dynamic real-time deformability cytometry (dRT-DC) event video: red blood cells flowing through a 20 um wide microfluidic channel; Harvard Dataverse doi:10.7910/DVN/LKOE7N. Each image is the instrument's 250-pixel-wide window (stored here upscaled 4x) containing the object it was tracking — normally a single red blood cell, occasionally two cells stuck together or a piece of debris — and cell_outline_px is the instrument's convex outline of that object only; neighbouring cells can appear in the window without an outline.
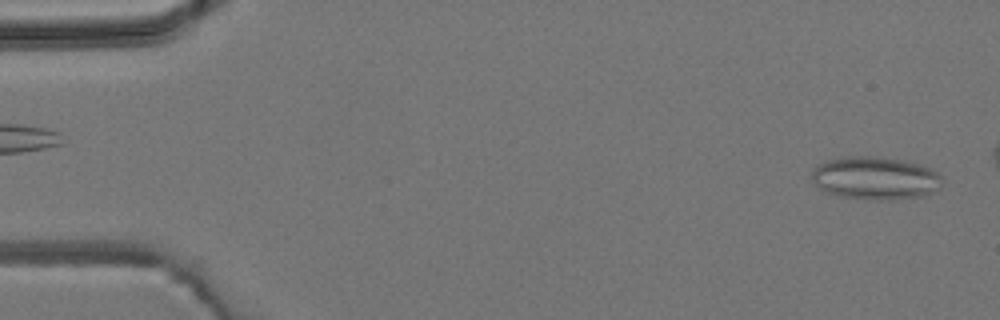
{"species": "common noctule bat (a hibernating species)", "species_latin": "Nyctalus noctula", "temperature_condition": "room temperature", "stored_images_in_passage": 3, "segment_of_instrument_passage": [2, 2], "camera_frame_rate_fps": 3000, "um_per_image_px": 0.085, "animal": {"sex": "male", "body_mass_g": 19.2, "forearm_length_mm": 51.8}, "frame": {"image": 1, "passage_image": 3, "time_ms": 2.333, "image_size_px": [1000, 320], "cell_outline_px": [[940, 180], [924, 196], [892, 200], [876, 200], [840, 196], [824, 192], [812, 184], [812, 168], [816, 164], [824, 160], [840, 156], [876, 156], [904, 160], [920, 164], [932, 168], [940, 176]], "centroid_in_image_um": [74.26, 15.12], "position_along_channel_um": 10.7, "area_um2": 32.83}}